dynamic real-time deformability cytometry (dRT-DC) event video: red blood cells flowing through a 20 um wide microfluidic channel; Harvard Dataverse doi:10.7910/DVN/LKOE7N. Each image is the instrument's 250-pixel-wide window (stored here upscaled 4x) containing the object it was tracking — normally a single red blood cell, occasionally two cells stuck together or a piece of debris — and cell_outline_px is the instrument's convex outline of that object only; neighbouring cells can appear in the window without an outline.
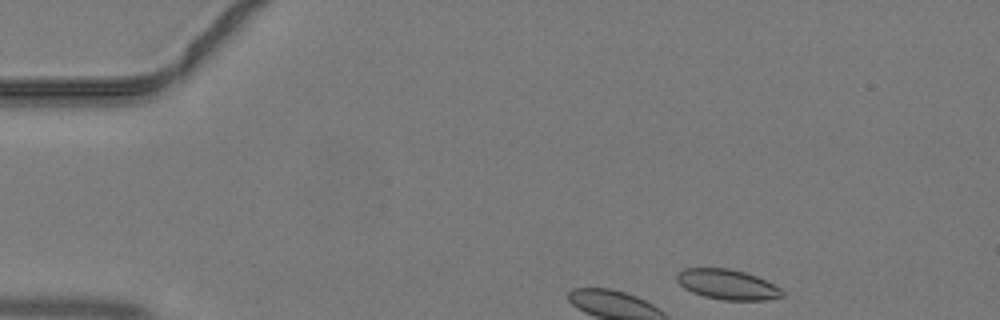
{"species": "common noctule bat (a hibernating species)", "species_latin": "Nyctalus noctula", "temperature_condition": "warm", "stored_images_in_passage": 5, "camera_frame_rate_fps": 3000, "um_per_image_px": 0.085, "animal": {"sex": "male", "body_mass_g": 19.2, "forearm_length_mm": 51.8}, "frame": {"image": 1, "passage_image": 1, "time_ms": 0.0, "image_size_px": [1000, 320], "cell_outline_px": [[784, 296], [764, 300], [724, 300], [704, 296], [692, 292], [684, 288], [676, 280], [676, 272], [684, 268], [728, 268], [744, 272], [756, 276], [780, 288], [784, 292]], "centroid_in_image_um": [61.79, 24.17], "position_along_channel_um": 23.2, "area_um2": 18.44}}